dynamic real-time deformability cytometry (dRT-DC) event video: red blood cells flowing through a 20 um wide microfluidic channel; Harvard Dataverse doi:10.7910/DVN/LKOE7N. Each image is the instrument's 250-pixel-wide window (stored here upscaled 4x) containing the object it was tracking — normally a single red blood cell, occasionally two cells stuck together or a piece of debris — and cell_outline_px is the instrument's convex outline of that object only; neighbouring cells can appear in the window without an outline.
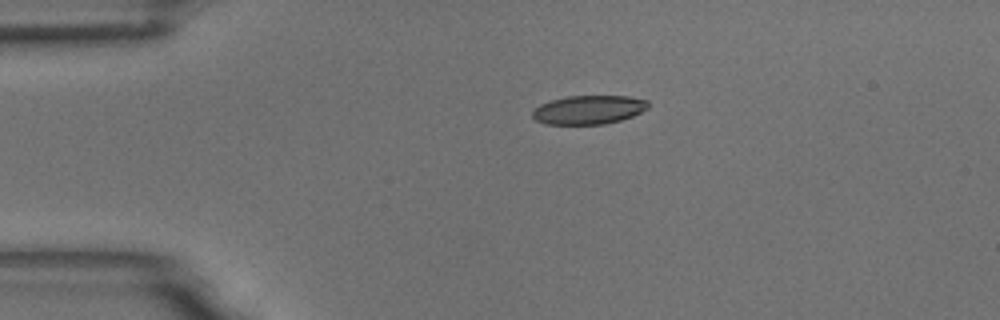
{"species": "common noctule bat (a hibernating species)", "species_latin": "Nyctalus noctula", "temperature_condition": "room temperature", "stored_images_in_passage": 45, "camera_frame_rate_fps": 3000, "um_per_image_px": 0.085, "animal": {"sex": "male", "body_mass_g": 18.8}, "frame": {"image": 1, "passage_image": 1, "time_ms": 0.0, "image_size_px": [1000, 320], "cell_outline_px": [[648, 108], [632, 116], [620, 120], [604, 124], [544, 124], [536, 120], [532, 116], [532, 108], [540, 104], [552, 100], [568, 96], [628, 96], [648, 100]], "centroid_in_image_um": [50.01, 9.33], "position_along_channel_um": 35.0, "area_um2": 19.42}}
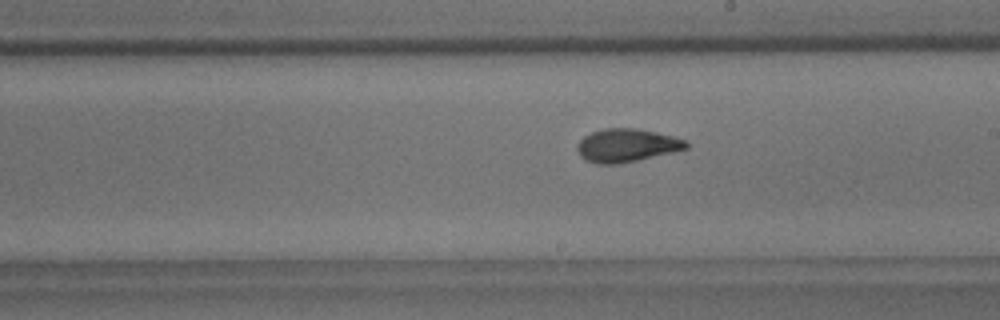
{"frame": {"image": 2, "passage_image": 21, "time_ms": 6.667, "image_size_px": [1000, 320], "cell_outline_px": [[688, 148], [672, 152], [636, 160], [616, 164], [596, 164], [584, 160], [580, 156], [576, 148], [580, 140], [584, 136], [592, 132], [604, 128], [636, 128], [656, 132], [688, 140]], "centroid_in_image_um": [53.25, 12.35], "position_along_channel_um": 235.8, "area_um2": 21.04}}
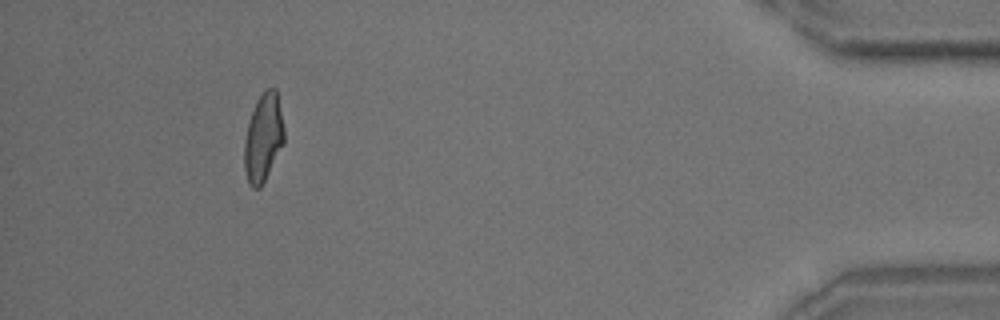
{"frame": {"image": 3, "passage_image": 41, "time_ms": 13.333, "image_size_px": [1000, 320], "cell_outline_px": [[284, 144], [260, 188], [252, 188], [248, 184], [244, 168], [244, 140], [248, 120], [256, 100], [264, 88], [276, 88], [284, 128]], "centroid_in_image_um": [22.36, 11.69], "position_along_channel_um": 412.8, "area_um2": 20.69}, "authors_computed_cell_mechanics": {"area_um2": 20.6924, "velocity_mm_per_s": 3.5801, "shape_relaxation_time_tau1_ms": 3.7933, "shape_relaxation_time_tau2_ms": 1.7136, "deformation_change_tau1": 0.1749, "deformation_change_tau2": 0.0846}}